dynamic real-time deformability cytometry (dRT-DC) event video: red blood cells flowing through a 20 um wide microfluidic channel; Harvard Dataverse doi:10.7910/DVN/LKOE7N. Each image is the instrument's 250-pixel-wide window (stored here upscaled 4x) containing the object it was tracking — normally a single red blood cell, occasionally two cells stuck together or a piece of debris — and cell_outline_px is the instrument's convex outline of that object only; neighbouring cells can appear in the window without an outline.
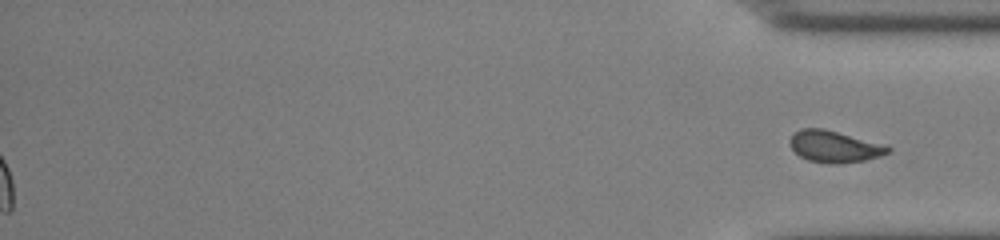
{"species": "common noctule bat (a hibernating species)", "species_latin": "Nyctalus noctula", "temperature_condition": "cold", "stored_images_in_passage": 45, "segment_of_instrument_passage": [2, 2], "camera_frame_rate_fps": 3000, "um_per_image_px": 0.085, "animal": {"sex": "male", "body_mass_g": 13.0, "forearm_length_mm": 53.1}, "frame": {"image": 1, "passage_image": 45, "time_ms": 14.667, "image_size_px": [1000, 240], "cell_outline_px": [[892, 152], [880, 156], [864, 160], [836, 164], [828, 164], [808, 160], [800, 156], [788, 144], [788, 140], [800, 128], [824, 128], [888, 144], [892, 148]], "centroid_in_image_um": [70.98, 12.45], "position_along_channel_um": 364.2, "area_um2": 18.5}}